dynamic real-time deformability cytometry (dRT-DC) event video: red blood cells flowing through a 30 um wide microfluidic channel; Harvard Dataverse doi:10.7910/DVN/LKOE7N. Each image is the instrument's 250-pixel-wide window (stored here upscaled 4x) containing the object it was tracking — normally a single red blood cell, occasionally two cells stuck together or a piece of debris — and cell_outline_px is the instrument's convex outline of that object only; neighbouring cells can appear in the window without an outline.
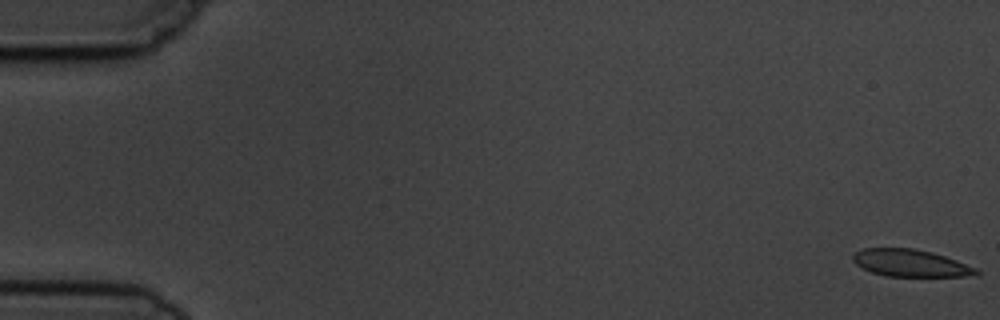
{"species": "common noctule bat (a hibernating species)", "species_latin": "Nyctalus noctula", "temperature_condition": "cold", "stored_images_in_passage": 9, "camera_frame_rate_fps": 3000, "um_per_image_px": 0.085, "animal": {"sex": "male", "body_mass_g": 19.5, "forearm_length_mm": 54.6}, "frame": {"image": 1, "passage_image": 1, "time_ms": 0.0, "image_size_px": [1000, 320], "cell_outline_px": [[980, 276], [884, 276], [872, 272], [856, 264], [852, 260], [852, 256], [856, 252], [864, 248], [916, 248], [932, 252], [956, 260], [976, 268], [980, 272]], "centroid_in_image_um": [77.42, 22.36], "position_along_channel_um": 7.6, "area_um2": 19.54}}
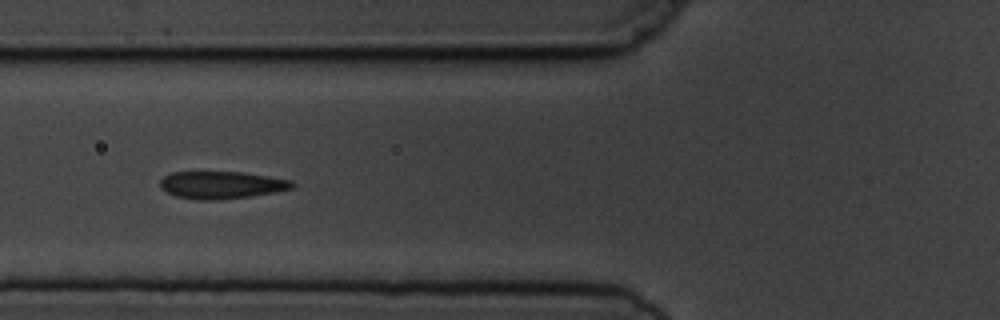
{"frame": {"image": 2, "passage_image": 7, "time_ms": 6.667, "image_size_px": [1000, 320], "cell_outline_px": [[296, 184], [292, 188], [276, 192], [252, 196], [216, 200], [196, 200], [176, 196], [160, 188], [160, 180], [164, 176], [172, 172], [244, 172], [292, 180]], "centroid_in_image_um": [18.84, 15.72], "position_along_channel_um": 107.0, "area_um2": 21.21}}
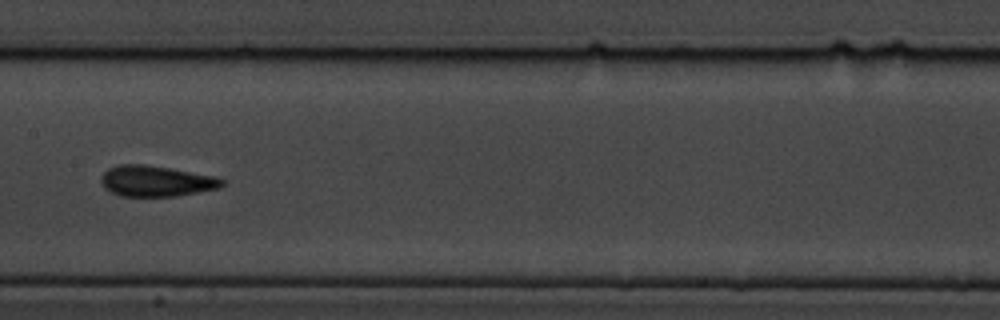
{"frame": {"image": 3, "passage_image": 9, "time_ms": 9.0, "image_size_px": [1000, 320], "cell_outline_px": [[224, 184], [220, 188], [200, 192], [176, 196], [120, 196], [104, 188], [100, 180], [100, 176], [108, 168], [116, 164], [144, 164], [216, 176], [224, 180]], "centroid_in_image_um": [13.25, 15.39], "position_along_channel_um": 194.1, "area_um2": 21.85}}